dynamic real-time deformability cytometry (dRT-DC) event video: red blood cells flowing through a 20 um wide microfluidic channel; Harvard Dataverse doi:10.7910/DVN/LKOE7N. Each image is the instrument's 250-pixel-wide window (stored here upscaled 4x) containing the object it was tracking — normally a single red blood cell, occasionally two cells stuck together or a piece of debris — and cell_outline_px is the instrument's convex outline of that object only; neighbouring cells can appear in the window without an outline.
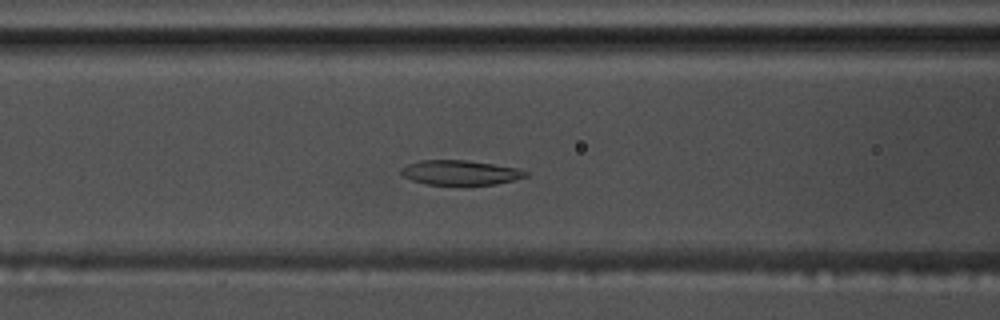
{"species": "common noctule bat (a hibernating species)", "species_latin": "Nyctalus noctula", "temperature_condition": "warm", "stored_images_in_passage": 42, "camera_frame_rate_fps": 3000, "um_per_image_px": 0.085, "animal": {"sex": "male", "body_mass_g": 17.5, "forearm_length_mm": 52.3}, "frame": {"image": 1, "passage_image": 9, "time_ms": 2.667, "image_size_px": [1000, 320], "cell_outline_px": [[528, 176], [496, 184], [464, 188], [428, 184], [412, 180], [404, 176], [400, 172], [400, 168], [408, 164], [420, 160], [464, 160], [520, 168], [528, 172]], "centroid_in_image_um": [39.13, 14.72], "position_along_channel_um": 127.5, "area_um2": 18.67}}
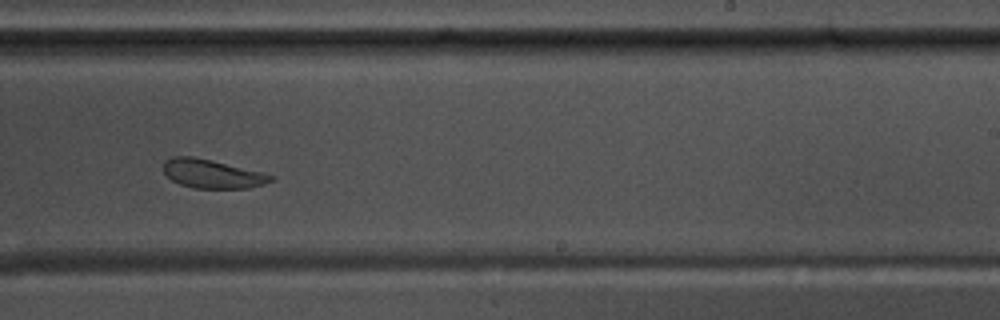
{"frame": {"image": 2, "passage_image": 21, "time_ms": 6.667, "image_size_px": [1000, 320], "cell_outline_px": [[276, 180], [264, 184], [248, 188], [192, 188], [180, 184], [172, 180], [164, 172], [164, 160], [172, 156], [192, 156], [212, 160], [264, 172], [276, 176]], "centroid_in_image_um": [18.08, 14.77], "position_along_channel_um": 270.9, "area_um2": 18.21}}
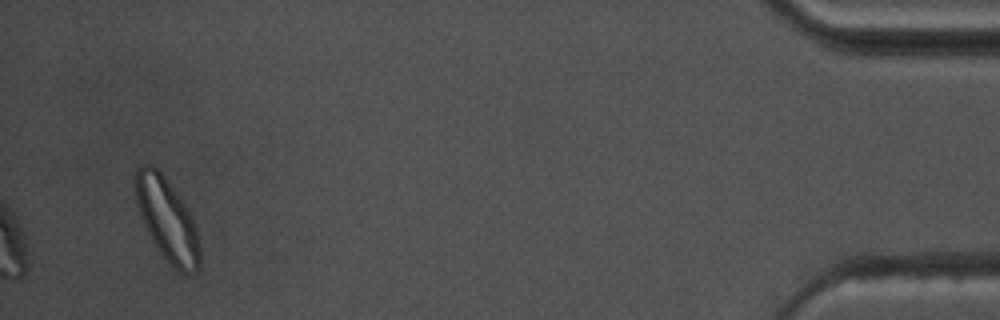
{"frame": {"image": 3, "passage_image": 40, "time_ms": 13.0, "image_size_px": [1000, 320], "cell_outline_px": [[200, 268], [196, 272], [188, 276], [180, 272], [160, 252], [152, 240], [144, 224], [136, 200], [132, 176], [136, 168], [140, 164], [152, 164], [164, 176], [180, 196], [196, 228], [200, 248]], "centroid_in_image_um": [14.18, 18.63], "position_along_channel_um": 421.0, "area_um2": 31.04}, "authors_computed_cell_mechanics": {"area_um2": 19.5942, "velocity_mm_per_s": 3.6059, "shape_relaxation_time_tau1_ms": 7.67, "shape_relaxation_time_tau2_ms": 3.3983, "deformation_change_tau1": 0.1592, "deformation_change_tau2": 0.0932}}